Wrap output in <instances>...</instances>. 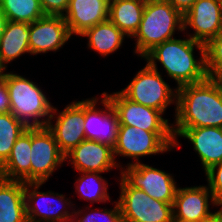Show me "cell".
<instances>
[{"label": "cell", "instance_id": "obj_1", "mask_svg": "<svg viewBox=\"0 0 222 222\" xmlns=\"http://www.w3.org/2000/svg\"><path fill=\"white\" fill-rule=\"evenodd\" d=\"M172 129L222 128V86L212 77L177 88V109Z\"/></svg>", "mask_w": 222, "mask_h": 222}, {"label": "cell", "instance_id": "obj_2", "mask_svg": "<svg viewBox=\"0 0 222 222\" xmlns=\"http://www.w3.org/2000/svg\"><path fill=\"white\" fill-rule=\"evenodd\" d=\"M195 49L200 53L198 59L194 56ZM143 58L156 71H158L157 62H160L167 75L177 83V88L202 82L208 77L205 44L192 40L189 36L164 41Z\"/></svg>", "mask_w": 222, "mask_h": 222}, {"label": "cell", "instance_id": "obj_3", "mask_svg": "<svg viewBox=\"0 0 222 222\" xmlns=\"http://www.w3.org/2000/svg\"><path fill=\"white\" fill-rule=\"evenodd\" d=\"M183 32V15L167 0H146L142 20L135 40L134 53L143 57L155 46L174 39L175 32Z\"/></svg>", "mask_w": 222, "mask_h": 222}, {"label": "cell", "instance_id": "obj_4", "mask_svg": "<svg viewBox=\"0 0 222 222\" xmlns=\"http://www.w3.org/2000/svg\"><path fill=\"white\" fill-rule=\"evenodd\" d=\"M4 77L9 91L11 113L28 127L47 126L54 106L43 90L32 80L13 71L6 72Z\"/></svg>", "mask_w": 222, "mask_h": 222}, {"label": "cell", "instance_id": "obj_5", "mask_svg": "<svg viewBox=\"0 0 222 222\" xmlns=\"http://www.w3.org/2000/svg\"><path fill=\"white\" fill-rule=\"evenodd\" d=\"M172 131H145L138 127L120 125L117 143L113 148L114 158L123 156L134 160L127 165L140 163V157L167 153L174 149Z\"/></svg>", "mask_w": 222, "mask_h": 222}, {"label": "cell", "instance_id": "obj_6", "mask_svg": "<svg viewBox=\"0 0 222 222\" xmlns=\"http://www.w3.org/2000/svg\"><path fill=\"white\" fill-rule=\"evenodd\" d=\"M160 71L154 70L147 63L136 73L131 82L120 91L130 100L144 106L155 108L165 113L168 106L177 109V87L171 88L162 78Z\"/></svg>", "mask_w": 222, "mask_h": 222}, {"label": "cell", "instance_id": "obj_7", "mask_svg": "<svg viewBox=\"0 0 222 222\" xmlns=\"http://www.w3.org/2000/svg\"><path fill=\"white\" fill-rule=\"evenodd\" d=\"M118 203L124 222H171L173 204L150 197L141 189L131 187L120 177Z\"/></svg>", "mask_w": 222, "mask_h": 222}, {"label": "cell", "instance_id": "obj_8", "mask_svg": "<svg viewBox=\"0 0 222 222\" xmlns=\"http://www.w3.org/2000/svg\"><path fill=\"white\" fill-rule=\"evenodd\" d=\"M42 184L45 182L25 183L27 222H72L73 209L76 206L72 204L70 198H65L66 195L51 190L41 192ZM69 207H72L71 212L68 211Z\"/></svg>", "mask_w": 222, "mask_h": 222}, {"label": "cell", "instance_id": "obj_9", "mask_svg": "<svg viewBox=\"0 0 222 222\" xmlns=\"http://www.w3.org/2000/svg\"><path fill=\"white\" fill-rule=\"evenodd\" d=\"M119 170L131 187L143 190L153 199L173 204L178 186L172 174L142 162Z\"/></svg>", "mask_w": 222, "mask_h": 222}, {"label": "cell", "instance_id": "obj_10", "mask_svg": "<svg viewBox=\"0 0 222 222\" xmlns=\"http://www.w3.org/2000/svg\"><path fill=\"white\" fill-rule=\"evenodd\" d=\"M30 182H48L65 161L53 133L45 127H31Z\"/></svg>", "mask_w": 222, "mask_h": 222}, {"label": "cell", "instance_id": "obj_11", "mask_svg": "<svg viewBox=\"0 0 222 222\" xmlns=\"http://www.w3.org/2000/svg\"><path fill=\"white\" fill-rule=\"evenodd\" d=\"M53 107L47 128L53 133L59 150L66 155L86 139L84 131L85 100L73 101L57 113ZM56 115V116H55ZM56 118V122L53 119Z\"/></svg>", "mask_w": 222, "mask_h": 222}, {"label": "cell", "instance_id": "obj_12", "mask_svg": "<svg viewBox=\"0 0 222 222\" xmlns=\"http://www.w3.org/2000/svg\"><path fill=\"white\" fill-rule=\"evenodd\" d=\"M101 97L100 99L96 96L85 99V122L83 123L85 137L87 140L97 141L114 148L120 126L118 115L109 98L104 93ZM98 102L104 110L97 108Z\"/></svg>", "mask_w": 222, "mask_h": 222}, {"label": "cell", "instance_id": "obj_13", "mask_svg": "<svg viewBox=\"0 0 222 222\" xmlns=\"http://www.w3.org/2000/svg\"><path fill=\"white\" fill-rule=\"evenodd\" d=\"M120 125L133 126L145 131H172V124L163 118V113L155 108L138 104L128 99L121 91L106 93Z\"/></svg>", "mask_w": 222, "mask_h": 222}, {"label": "cell", "instance_id": "obj_14", "mask_svg": "<svg viewBox=\"0 0 222 222\" xmlns=\"http://www.w3.org/2000/svg\"><path fill=\"white\" fill-rule=\"evenodd\" d=\"M192 40L207 44L222 31V0H196L183 15V32Z\"/></svg>", "mask_w": 222, "mask_h": 222}, {"label": "cell", "instance_id": "obj_15", "mask_svg": "<svg viewBox=\"0 0 222 222\" xmlns=\"http://www.w3.org/2000/svg\"><path fill=\"white\" fill-rule=\"evenodd\" d=\"M29 48L31 55L57 52L71 38L63 16L44 15L29 23Z\"/></svg>", "mask_w": 222, "mask_h": 222}, {"label": "cell", "instance_id": "obj_16", "mask_svg": "<svg viewBox=\"0 0 222 222\" xmlns=\"http://www.w3.org/2000/svg\"><path fill=\"white\" fill-rule=\"evenodd\" d=\"M175 140L174 148L178 144L177 137L187 139L193 145L194 151L198 154L204 172L215 164L222 162V128L219 127H195L188 129H172Z\"/></svg>", "mask_w": 222, "mask_h": 222}, {"label": "cell", "instance_id": "obj_17", "mask_svg": "<svg viewBox=\"0 0 222 222\" xmlns=\"http://www.w3.org/2000/svg\"><path fill=\"white\" fill-rule=\"evenodd\" d=\"M67 159L78 172L107 173L115 167L122 168L121 163L116 162L111 146L87 139L68 152L65 161Z\"/></svg>", "mask_w": 222, "mask_h": 222}, {"label": "cell", "instance_id": "obj_18", "mask_svg": "<svg viewBox=\"0 0 222 222\" xmlns=\"http://www.w3.org/2000/svg\"><path fill=\"white\" fill-rule=\"evenodd\" d=\"M209 204L216 208L218 206L208 185L184 188L178 186L173 202V217L201 222L214 213Z\"/></svg>", "mask_w": 222, "mask_h": 222}, {"label": "cell", "instance_id": "obj_19", "mask_svg": "<svg viewBox=\"0 0 222 222\" xmlns=\"http://www.w3.org/2000/svg\"><path fill=\"white\" fill-rule=\"evenodd\" d=\"M71 36L109 19V0H69L63 15Z\"/></svg>", "mask_w": 222, "mask_h": 222}, {"label": "cell", "instance_id": "obj_20", "mask_svg": "<svg viewBox=\"0 0 222 222\" xmlns=\"http://www.w3.org/2000/svg\"><path fill=\"white\" fill-rule=\"evenodd\" d=\"M31 127L24 131L12 147L8 159L0 166V177L30 182Z\"/></svg>", "mask_w": 222, "mask_h": 222}, {"label": "cell", "instance_id": "obj_21", "mask_svg": "<svg viewBox=\"0 0 222 222\" xmlns=\"http://www.w3.org/2000/svg\"><path fill=\"white\" fill-rule=\"evenodd\" d=\"M0 222H27L24 182L0 177Z\"/></svg>", "mask_w": 222, "mask_h": 222}, {"label": "cell", "instance_id": "obj_22", "mask_svg": "<svg viewBox=\"0 0 222 222\" xmlns=\"http://www.w3.org/2000/svg\"><path fill=\"white\" fill-rule=\"evenodd\" d=\"M29 36V23L7 21L0 39V62L5 68L23 54L30 55Z\"/></svg>", "mask_w": 222, "mask_h": 222}, {"label": "cell", "instance_id": "obj_23", "mask_svg": "<svg viewBox=\"0 0 222 222\" xmlns=\"http://www.w3.org/2000/svg\"><path fill=\"white\" fill-rule=\"evenodd\" d=\"M146 0H111L109 1V20L128 38L138 31Z\"/></svg>", "mask_w": 222, "mask_h": 222}, {"label": "cell", "instance_id": "obj_24", "mask_svg": "<svg viewBox=\"0 0 222 222\" xmlns=\"http://www.w3.org/2000/svg\"><path fill=\"white\" fill-rule=\"evenodd\" d=\"M80 36L87 37L88 48L96 51L102 57L116 52L122 46L125 37L128 38L109 19L87 29Z\"/></svg>", "mask_w": 222, "mask_h": 222}, {"label": "cell", "instance_id": "obj_25", "mask_svg": "<svg viewBox=\"0 0 222 222\" xmlns=\"http://www.w3.org/2000/svg\"><path fill=\"white\" fill-rule=\"evenodd\" d=\"M81 177H78L74 183L76 194L80 199L90 201V203H106L111 201L108 194V180L103 178L98 172H79ZM77 183V184H76Z\"/></svg>", "mask_w": 222, "mask_h": 222}, {"label": "cell", "instance_id": "obj_26", "mask_svg": "<svg viewBox=\"0 0 222 222\" xmlns=\"http://www.w3.org/2000/svg\"><path fill=\"white\" fill-rule=\"evenodd\" d=\"M0 10L12 22L32 23L45 15L40 0H0Z\"/></svg>", "mask_w": 222, "mask_h": 222}, {"label": "cell", "instance_id": "obj_27", "mask_svg": "<svg viewBox=\"0 0 222 222\" xmlns=\"http://www.w3.org/2000/svg\"><path fill=\"white\" fill-rule=\"evenodd\" d=\"M28 128L12 113H0V166L8 159L16 140Z\"/></svg>", "mask_w": 222, "mask_h": 222}, {"label": "cell", "instance_id": "obj_28", "mask_svg": "<svg viewBox=\"0 0 222 222\" xmlns=\"http://www.w3.org/2000/svg\"><path fill=\"white\" fill-rule=\"evenodd\" d=\"M114 203L115 206L113 208L110 209L102 208V211L101 209L97 210V208L96 210L91 209V207L87 204L85 210L89 209L91 211L89 213H86L84 209L81 210L80 209L81 207L77 209L78 211L77 210L75 211L76 208L74 207L72 222H124L118 201L116 200ZM100 219H102L103 221L102 220L100 221Z\"/></svg>", "mask_w": 222, "mask_h": 222}, {"label": "cell", "instance_id": "obj_29", "mask_svg": "<svg viewBox=\"0 0 222 222\" xmlns=\"http://www.w3.org/2000/svg\"><path fill=\"white\" fill-rule=\"evenodd\" d=\"M206 72L214 77L222 69V31L205 45Z\"/></svg>", "mask_w": 222, "mask_h": 222}, {"label": "cell", "instance_id": "obj_30", "mask_svg": "<svg viewBox=\"0 0 222 222\" xmlns=\"http://www.w3.org/2000/svg\"><path fill=\"white\" fill-rule=\"evenodd\" d=\"M207 185L212 192L216 204L222 207V162L215 164L205 172Z\"/></svg>", "mask_w": 222, "mask_h": 222}, {"label": "cell", "instance_id": "obj_31", "mask_svg": "<svg viewBox=\"0 0 222 222\" xmlns=\"http://www.w3.org/2000/svg\"><path fill=\"white\" fill-rule=\"evenodd\" d=\"M45 15L63 16L68 8L69 0H40Z\"/></svg>", "mask_w": 222, "mask_h": 222}, {"label": "cell", "instance_id": "obj_32", "mask_svg": "<svg viewBox=\"0 0 222 222\" xmlns=\"http://www.w3.org/2000/svg\"><path fill=\"white\" fill-rule=\"evenodd\" d=\"M0 113H11L9 91L5 77L0 79Z\"/></svg>", "mask_w": 222, "mask_h": 222}, {"label": "cell", "instance_id": "obj_33", "mask_svg": "<svg viewBox=\"0 0 222 222\" xmlns=\"http://www.w3.org/2000/svg\"><path fill=\"white\" fill-rule=\"evenodd\" d=\"M174 8L184 15L196 0H167Z\"/></svg>", "mask_w": 222, "mask_h": 222}, {"label": "cell", "instance_id": "obj_34", "mask_svg": "<svg viewBox=\"0 0 222 222\" xmlns=\"http://www.w3.org/2000/svg\"><path fill=\"white\" fill-rule=\"evenodd\" d=\"M201 222H222V207L216 210V212L214 211L210 217L204 219Z\"/></svg>", "mask_w": 222, "mask_h": 222}, {"label": "cell", "instance_id": "obj_35", "mask_svg": "<svg viewBox=\"0 0 222 222\" xmlns=\"http://www.w3.org/2000/svg\"><path fill=\"white\" fill-rule=\"evenodd\" d=\"M7 21L8 20H7L6 16L0 10V39L3 35V30L5 29Z\"/></svg>", "mask_w": 222, "mask_h": 222}, {"label": "cell", "instance_id": "obj_36", "mask_svg": "<svg viewBox=\"0 0 222 222\" xmlns=\"http://www.w3.org/2000/svg\"><path fill=\"white\" fill-rule=\"evenodd\" d=\"M213 79L222 86V69L213 77Z\"/></svg>", "mask_w": 222, "mask_h": 222}, {"label": "cell", "instance_id": "obj_37", "mask_svg": "<svg viewBox=\"0 0 222 222\" xmlns=\"http://www.w3.org/2000/svg\"><path fill=\"white\" fill-rule=\"evenodd\" d=\"M6 68L0 62V79L4 78Z\"/></svg>", "mask_w": 222, "mask_h": 222}, {"label": "cell", "instance_id": "obj_38", "mask_svg": "<svg viewBox=\"0 0 222 222\" xmlns=\"http://www.w3.org/2000/svg\"><path fill=\"white\" fill-rule=\"evenodd\" d=\"M171 222H196V221H190V220H184V219H179L176 217H172Z\"/></svg>", "mask_w": 222, "mask_h": 222}]
</instances>
